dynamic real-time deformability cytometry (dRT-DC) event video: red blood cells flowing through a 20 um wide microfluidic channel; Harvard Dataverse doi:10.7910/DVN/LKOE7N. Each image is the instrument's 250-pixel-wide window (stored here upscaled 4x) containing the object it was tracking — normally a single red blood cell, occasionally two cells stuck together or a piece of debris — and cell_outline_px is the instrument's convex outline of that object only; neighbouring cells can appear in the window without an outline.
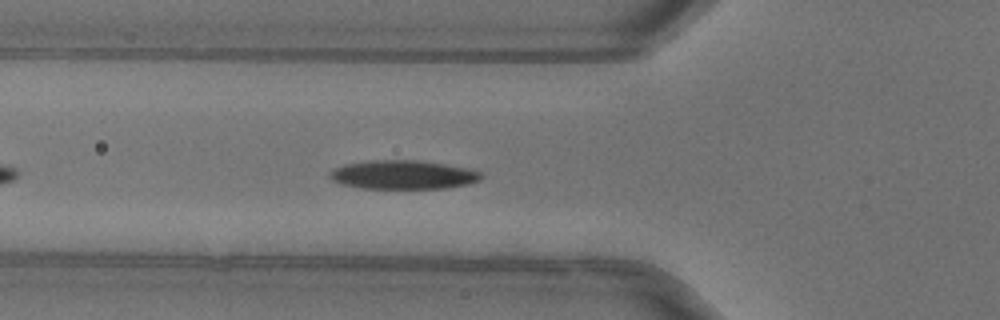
{"species": "common noctule bat (a hibernating species)", "species_latin": "Nyctalus noctula", "temperature_condition": "warm", "stored_images_in_passage": 37, "camera_frame_rate_fps": 3000, "um_per_image_px": 0.085, "animal": {"sex": "female"}, "frame": {"image": 1, "passage_image": 6, "time_ms": 1.667, "image_size_px": [1000, 320], "cell_outline_px": [[484, 176], [480, 180], [468, 184], [448, 188], [360, 188], [344, 184], [332, 180], [328, 176], [328, 172], [344, 164], [368, 160], [416, 160], [472, 168], [480, 172]], "centroid_in_image_um": [34.29, 14.85], "position_along_channel_um": 91.5, "area_um2": 25.55}, "authors_computed_cell_mechanics": {"area_um2": 25.432, "velocity_mm_per_s": 4.0125, "shape_relaxation_time_tau1_ms": 2.7965, "shape_relaxation_time_tau2_ms": 8.6601, "deformation_change_tau1": 0.1481, "deformation_change_tau2": 0.1289}}